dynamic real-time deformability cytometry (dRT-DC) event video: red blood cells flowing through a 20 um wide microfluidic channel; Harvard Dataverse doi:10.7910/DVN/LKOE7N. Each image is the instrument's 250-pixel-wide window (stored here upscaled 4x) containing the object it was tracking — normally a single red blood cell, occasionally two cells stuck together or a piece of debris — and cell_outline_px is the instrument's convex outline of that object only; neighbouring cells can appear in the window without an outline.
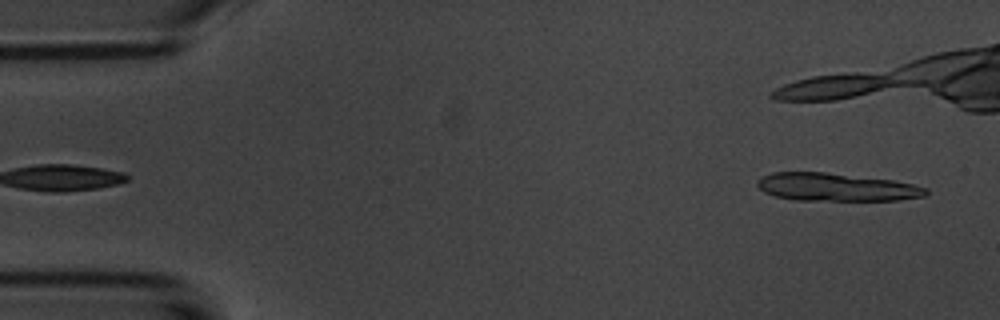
{"species": "common noctule bat (a hibernating species)", "species_latin": "Nyctalus noctula", "temperature_condition": "room temperature", "stored_images_in_passage": 4, "camera_frame_rate_fps": 3000, "um_per_image_px": 0.085, "animal": {"sex": "male", "body_mass_g": 20.1, "forearm_length_mm": 53.5}, "frame": {"image": 1, "passage_image": 4, "time_ms": 4.333, "image_size_px": [1000, 320], "cell_outline_px": [[928, 192], [924, 196], [896, 200], [796, 200], [776, 196], [764, 192], [756, 184], [756, 180], [760, 176], [772, 172], [824, 172], [892, 180], [912, 184], [928, 188]], "centroid_in_image_um": [71.04, 15.9], "position_along_channel_um": 14.0, "area_um2": 27.34}}